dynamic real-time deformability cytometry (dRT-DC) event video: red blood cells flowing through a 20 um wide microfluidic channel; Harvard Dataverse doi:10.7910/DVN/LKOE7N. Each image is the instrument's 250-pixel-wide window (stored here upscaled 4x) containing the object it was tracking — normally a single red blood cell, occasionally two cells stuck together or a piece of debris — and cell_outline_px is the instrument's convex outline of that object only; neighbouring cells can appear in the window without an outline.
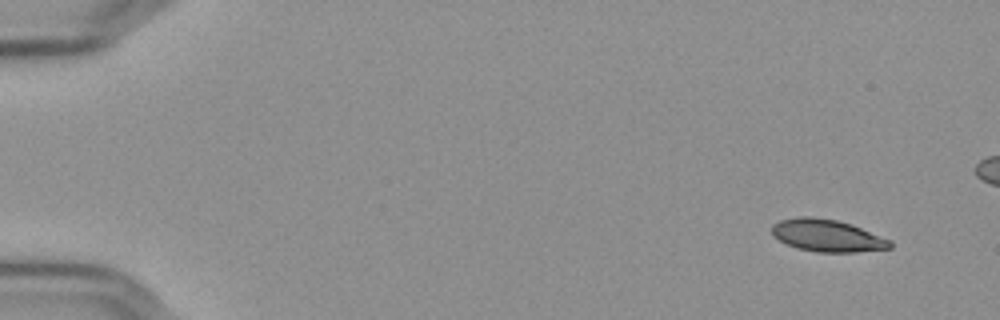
{"species": "Egyptian fruit bat (a non-hibernating species)", "species_latin": "Rousettus aegyptiacus", "temperature_condition": "cold", "stored_images_in_passage": 54, "camera_frame_rate_fps": 3000, "um_per_image_px": 0.085, "frame": {"image": 1, "passage_image": 1, "time_ms": 0.0, "image_size_px": [1000, 320], "cell_outline_px": [[892, 248], [856, 252], [816, 252], [796, 248], [772, 236], [772, 224], [780, 220], [800, 216], [808, 216], [836, 220], [852, 224], [892, 240]], "centroid_in_image_um": [70.33, 20.02], "position_along_channel_um": 14.7, "area_um2": 22.31}}
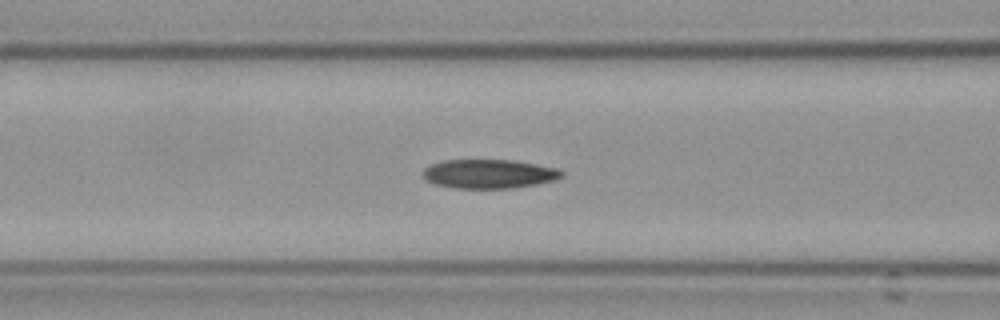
{"frame": {"image": 2, "passage_image": 21, "time_ms": 6.667, "image_size_px": [1000, 320], "cell_outline_px": [[564, 176], [556, 180], [536, 184], [512, 188], [456, 188], [436, 184], [424, 180], [420, 172], [424, 168], [432, 164], [444, 160], [512, 160], [560, 168], [564, 172]], "centroid_in_image_um": [41.57, 14.78], "position_along_channel_um": 125.0, "area_um2": 23.7}}
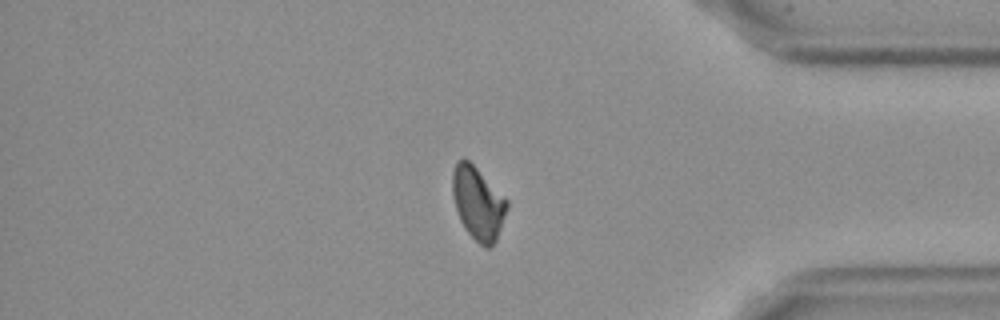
{"frame": {"image": 3, "passage_image": 45, "time_ms": 14.667, "image_size_px": [1000, 320], "cell_outline_px": [[508, 208], [496, 240], [488, 248], [484, 248], [464, 228], [460, 220], [452, 196], [452, 172], [456, 160], [464, 156], [508, 200]], "centroid_in_image_um": [40.61, 17.24], "position_along_channel_um": 394.6, "area_um2": 23.06}, "authors_computed_cell_mechanics": {"area_um2": 23.2356, "velocity_mm_per_s": 3.6295, "shape_relaxation_time_tau1_ms": null, "shape_relaxation_time_tau2_ms": 4.912, "deformation_change_tau1": null, "deformation_change_tau2": 0.0895}}